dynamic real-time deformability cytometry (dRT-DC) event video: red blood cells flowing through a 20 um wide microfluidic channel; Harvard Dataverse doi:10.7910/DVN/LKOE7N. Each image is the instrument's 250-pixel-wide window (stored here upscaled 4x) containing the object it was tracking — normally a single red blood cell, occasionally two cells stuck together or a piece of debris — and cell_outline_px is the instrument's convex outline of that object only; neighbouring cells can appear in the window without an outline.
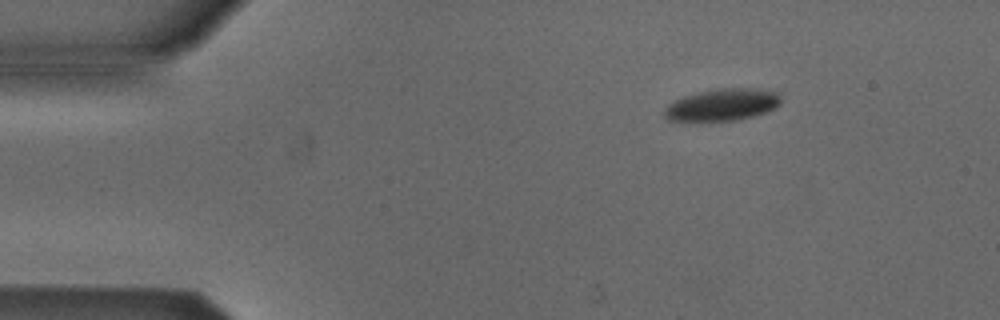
{"species": "Egyptian fruit bat (a non-hibernating species)", "species_latin": "Rousettus aegyptiacus", "temperature_condition": "cold", "stored_images_in_passage": 3, "camera_frame_rate_fps": 3000, "um_per_image_px": 0.085, "animal": {"sex": "male"}, "frame": {"image": 1, "passage_image": 1, "time_ms": 0.0, "image_size_px": [1000, 320], "cell_outline_px": [[780, 104], [776, 108], [752, 116], [736, 120], [668, 120], [664, 116], [664, 108], [672, 100], [696, 92], [720, 88], [756, 88], [780, 92]], "centroid_in_image_um": [61.4, 8.88], "position_along_channel_um": 23.6, "area_um2": 21.73}}